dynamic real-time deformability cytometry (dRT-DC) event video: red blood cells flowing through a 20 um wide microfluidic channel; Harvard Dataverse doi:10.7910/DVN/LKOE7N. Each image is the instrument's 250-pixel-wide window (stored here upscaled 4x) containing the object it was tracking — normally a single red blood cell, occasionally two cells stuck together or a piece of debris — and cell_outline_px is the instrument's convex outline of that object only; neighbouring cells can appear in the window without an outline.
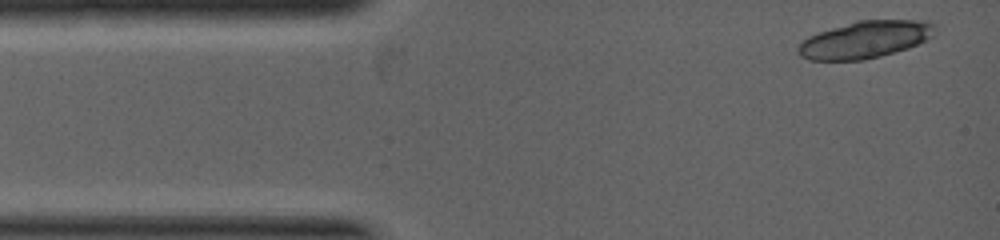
{"species": "common noctule bat (a hibernating species)", "species_latin": "Nyctalus noctula", "temperature_condition": "warm", "stored_images_in_passage": 3, "camera_frame_rate_fps": 5000, "um_per_image_px": 0.085, "animal": {"sex": "female", "body_mass_g": 19.0, "forearm_length_mm": 53.3}, "frame": {"image": 1, "passage_image": 1, "time_ms": 0.0, "image_size_px": [1000, 240], "cell_outline_px": [[936, 32], [932, 36], [908, 48], [880, 56], [864, 60], [808, 60], [800, 56], [796, 52], [796, 48], [808, 36], [816, 32], [856, 20], [928, 20], [936, 24]], "centroid_in_image_um": [73.52, 3.35], "position_along_channel_um": 11.5, "area_um2": 29.88}}